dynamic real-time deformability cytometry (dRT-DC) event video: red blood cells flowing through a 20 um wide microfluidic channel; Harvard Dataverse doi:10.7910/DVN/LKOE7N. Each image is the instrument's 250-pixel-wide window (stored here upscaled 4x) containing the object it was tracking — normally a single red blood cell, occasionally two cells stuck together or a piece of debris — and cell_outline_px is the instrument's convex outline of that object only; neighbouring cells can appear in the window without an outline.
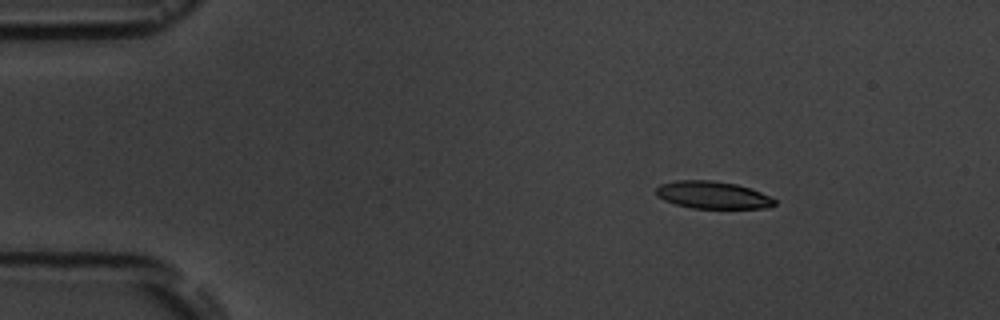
{"species": "common noctule bat (a hibernating species)", "species_latin": "Nyctalus noctula", "temperature_condition": "room temperature", "stored_images_in_passage": 4, "camera_frame_rate_fps": 3000, "um_per_image_px": 0.085, "animal": {"sex": "male", "body_mass_g": 19.5, "forearm_length_mm": 54.6}, "frame": {"image": 1, "passage_image": 2, "time_ms": 1.0, "image_size_px": [1000, 320], "cell_outline_px": [[776, 204], [768, 208], [692, 208], [676, 204], [664, 200], [656, 196], [656, 188], [660, 184], [676, 180], [712, 180], [736, 184], [752, 188], [776, 200]], "centroid_in_image_um": [60.57, 16.57], "position_along_channel_um": 24.4, "area_um2": 18.96}}